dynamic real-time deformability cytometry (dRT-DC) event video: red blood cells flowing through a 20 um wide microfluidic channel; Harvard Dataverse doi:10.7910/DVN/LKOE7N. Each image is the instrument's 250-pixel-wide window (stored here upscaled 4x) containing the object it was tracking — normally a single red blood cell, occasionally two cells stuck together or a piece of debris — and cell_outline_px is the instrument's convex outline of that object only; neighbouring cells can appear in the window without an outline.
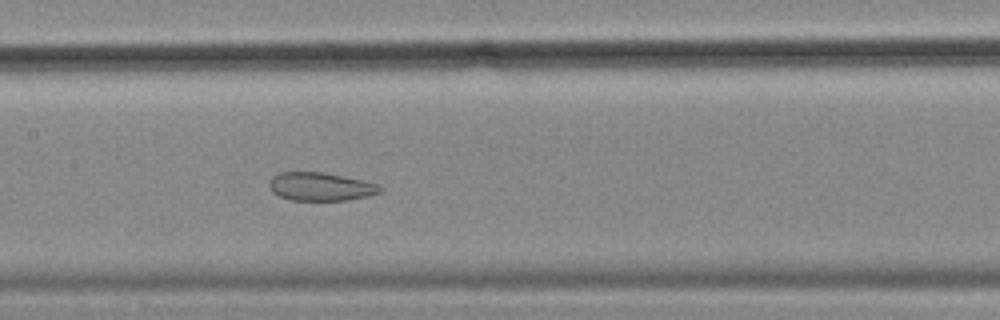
{"species": "common noctule bat (a hibernating species)", "species_latin": "Nyctalus noctula", "temperature_condition": "cold", "stored_images_in_passage": 56, "camera_frame_rate_fps": 3000, "um_per_image_px": 0.085, "animal": {"sex": "female", "body_mass_g": 18.4}, "frame": {"image": 1, "passage_image": 27, "time_ms": 8.667, "image_size_px": [1000, 320], "cell_outline_px": [[384, 188], [380, 192], [368, 196], [348, 200], [292, 200], [280, 196], [272, 192], [268, 184], [272, 176], [280, 172], [324, 172], [364, 180], [380, 184]], "centroid_in_image_um": [27.28, 15.85], "position_along_channel_um": 180.1, "area_um2": 18.44}}
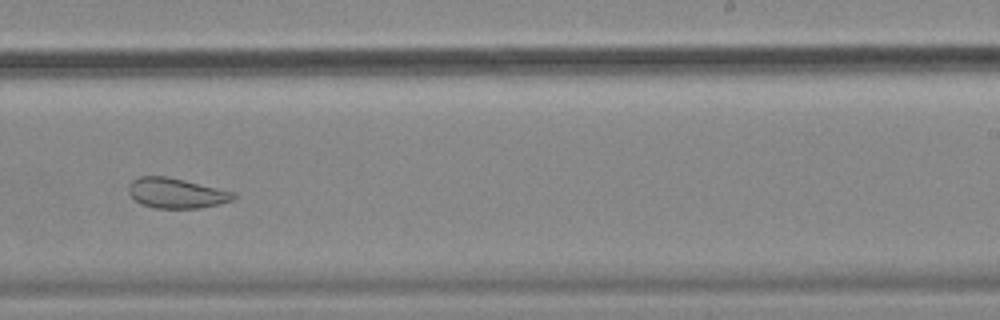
{"frame": {"image": 2, "passage_image": 35, "time_ms": 11.333, "image_size_px": [1000, 320], "cell_outline_px": [[236, 196], [232, 200], [220, 204], [200, 208], [156, 208], [140, 204], [128, 192], [128, 184], [132, 180], [140, 176], [168, 176], [236, 192]], "centroid_in_image_um": [14.99, 16.41], "position_along_channel_um": 274.0, "area_um2": 18.55}}
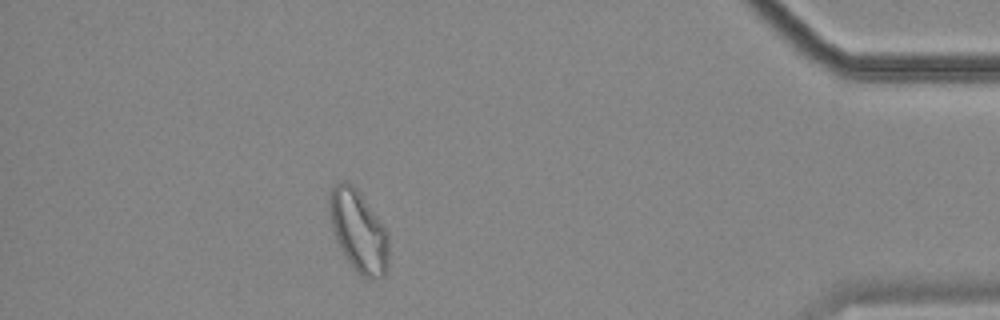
{"frame": {"image": 3, "passage_image": 50, "time_ms": 16.333, "image_size_px": [1000, 320], "cell_outline_px": [[388, 268], [384, 276], [360, 276], [356, 272], [348, 260], [336, 240], [332, 228], [328, 208], [328, 200], [332, 188], [336, 184], [344, 180], [356, 188], [388, 232]], "centroid_in_image_um": [30.46, 19.63], "position_along_channel_um": 404.7, "area_um2": 27.74}, "authors_computed_cell_mechanics": {"area_um2": 26.2412, "velocity_mm_per_s": 3.5297, "shape_relaxation_time_tau1_ms": null, "shape_relaxation_time_tau2_ms": 2.5028, "deformation_change_tau1": null, "deformation_change_tau2": 0.0862}}